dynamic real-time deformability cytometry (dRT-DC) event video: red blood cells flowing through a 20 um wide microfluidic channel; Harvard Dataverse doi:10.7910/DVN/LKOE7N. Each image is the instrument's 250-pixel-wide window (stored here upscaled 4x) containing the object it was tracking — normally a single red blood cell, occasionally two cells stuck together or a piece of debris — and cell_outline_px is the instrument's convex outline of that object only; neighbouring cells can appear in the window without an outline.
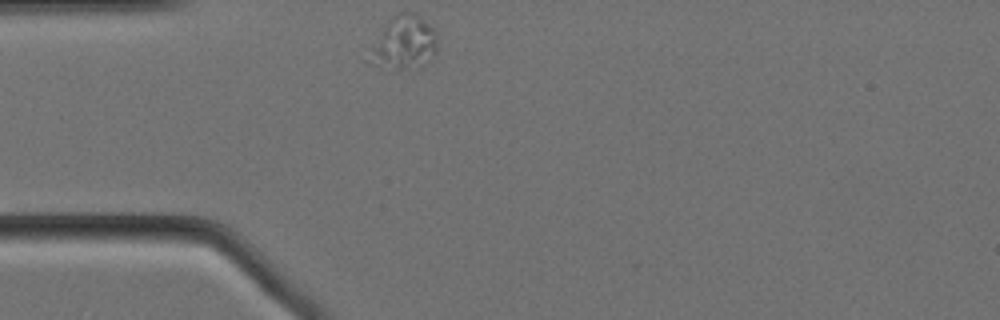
{"species": "Egyptian fruit bat (a non-hibernating species)", "species_latin": "Rousettus aegyptiacus", "temperature_condition": "cold", "stored_images_in_passage": 17, "camera_frame_rate_fps": 3000, "um_per_image_px": 0.085, "animal": {"sex": "female"}, "frame": {"image": 1, "passage_image": 1, "time_ms": 0.0, "image_size_px": [1000, 320], "cell_outline_px": [[436, 52], [420, 68], [396, 68], [380, 56], [372, 48], [388, 20], [392, 16], [400, 12], [412, 12], [420, 16], [436, 32]], "centroid_in_image_um": [34.55, 3.5], "position_along_channel_um": 50.5, "area_um2": 19.02}}
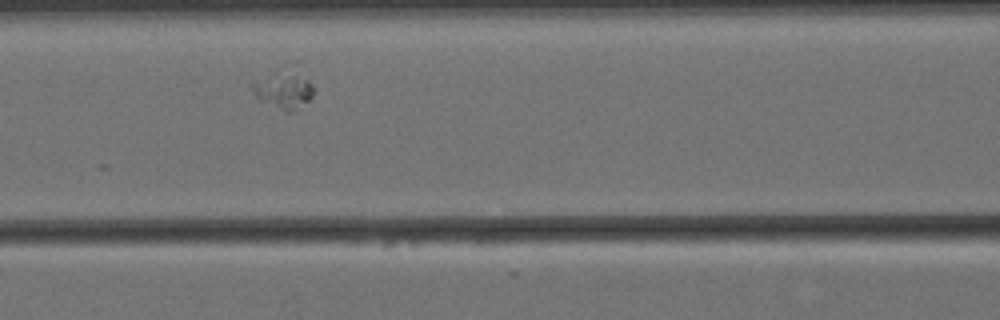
{"frame": {"image": 2, "passage_image": 10, "time_ms": 3.0, "image_size_px": [1000, 320], "cell_outline_px": [[316, 88], [312, 96], [308, 100], [292, 112], [288, 112], [260, 100], [256, 96], [248, 84], [252, 80], [292, 76], [296, 76], [308, 80]], "centroid_in_image_um": [24.09, 7.79], "position_along_channel_um": 142.5, "area_um2": 11.73}}
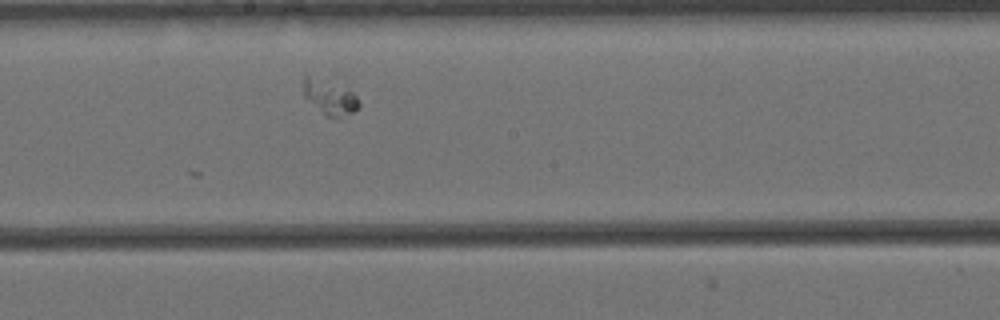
{"frame": {"image": 3, "passage_image": 17, "time_ms": 5.333, "image_size_px": [1000, 320], "cell_outline_px": [[360, 104], [352, 112], [340, 120], [336, 120], [324, 116], [304, 96], [304, 72], [352, 92], [356, 96]], "centroid_in_image_um": [28.0, 8.32], "position_along_channel_um": 220.2, "area_um2": 11.27}}